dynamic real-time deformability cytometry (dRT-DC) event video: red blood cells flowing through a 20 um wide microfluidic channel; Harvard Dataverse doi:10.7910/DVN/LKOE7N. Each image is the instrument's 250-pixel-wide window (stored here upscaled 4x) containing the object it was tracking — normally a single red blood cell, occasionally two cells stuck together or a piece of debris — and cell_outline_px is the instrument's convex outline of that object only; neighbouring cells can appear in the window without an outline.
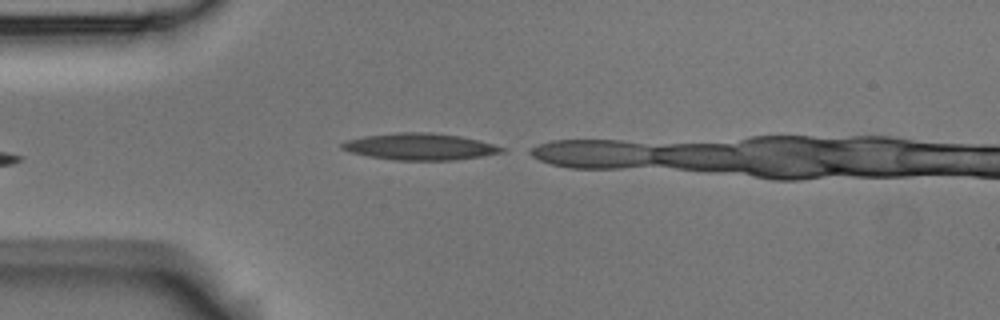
{"species": "Egyptian fruit bat (a non-hibernating species)", "species_latin": "Rousettus aegyptiacus", "temperature_condition": "room temperature", "stored_images_in_passage": 4, "segment_of_instrument_passage": [2, 2], "camera_frame_rate_fps": 3000, "um_per_image_px": 0.085, "animal": {"sex": "male"}, "frame": {"image": 1, "passage_image": 4, "time_ms": 1.0, "image_size_px": [1000, 320], "cell_outline_px": [[508, 148], [504, 152], [480, 156], [452, 160], [396, 160], [368, 156], [352, 152], [340, 148], [340, 144], [348, 140], [364, 136], [396, 132], [432, 132], [460, 136], [480, 140]], "centroid_in_image_um": [35.73, 12.45], "position_along_channel_um": 49.3, "area_um2": 24.85}}